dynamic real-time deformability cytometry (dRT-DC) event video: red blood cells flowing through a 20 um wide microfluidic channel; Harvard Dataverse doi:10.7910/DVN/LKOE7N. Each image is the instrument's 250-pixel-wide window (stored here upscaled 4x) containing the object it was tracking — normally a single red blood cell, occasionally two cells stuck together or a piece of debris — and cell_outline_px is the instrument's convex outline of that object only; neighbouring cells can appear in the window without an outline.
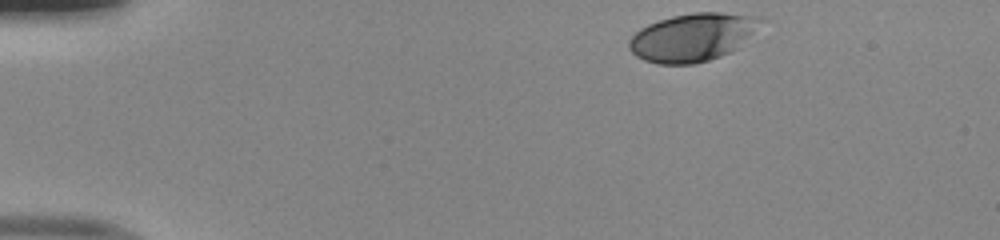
{"species": "human", "species_latin": "Homo sapiens", "temperature_condition": "room temperature", "stored_images_in_passage": 38, "camera_frame_rate_fps": 3000, "um_per_image_px": 0.085, "donor": {"sex": "male"}, "frame": {"image": 1, "passage_image": 1, "time_ms": 0.0, "image_size_px": [1000, 240], "cell_outline_px": [[768, 20], [728, 52], [720, 56], [708, 60], [692, 64], [656, 64], [644, 60], [636, 56], [628, 48], [628, 40], [640, 28], [648, 24], [672, 16], [692, 12], [720, 12], [756, 16]], "centroid_in_image_um": [58.83, 3.15], "position_along_channel_um": 26.2, "area_um2": 36.53}}
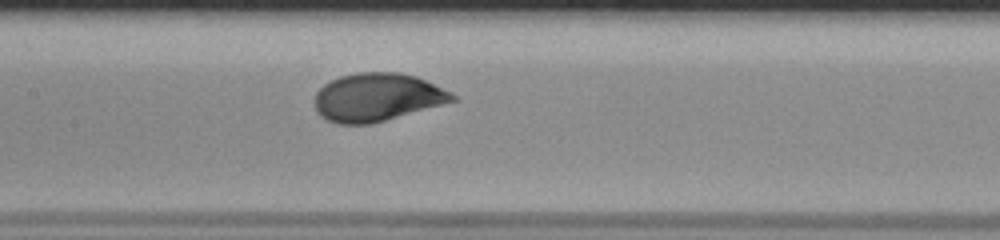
{"frame": {"image": 2, "passage_image": 19, "time_ms": 6.0, "image_size_px": [1000, 240], "cell_outline_px": [[460, 100], [372, 124], [336, 124], [320, 116], [316, 112], [312, 100], [316, 92], [324, 84], [340, 76], [356, 72], [400, 72], [416, 76], [456, 96]], "centroid_in_image_um": [32.01, 8.28], "position_along_channel_um": 175.4, "area_um2": 38.9}}
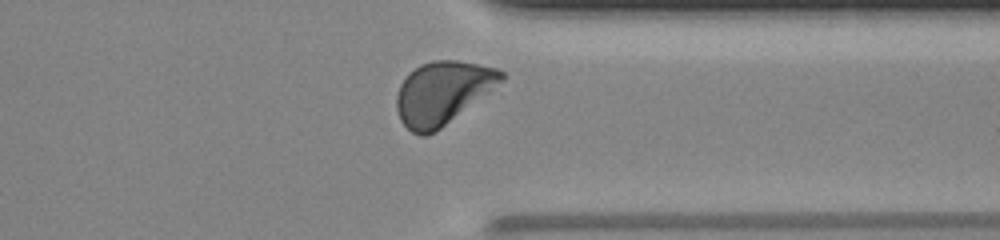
{"frame": {"image": 3, "passage_image": 34, "time_ms": 11.0, "image_size_px": [1000, 240], "cell_outline_px": [[504, 80], [440, 128], [424, 136], [420, 136], [412, 132], [400, 120], [396, 108], [396, 96], [400, 84], [408, 72], [420, 64], [432, 60], [456, 60], [496, 68], [504, 72]], "centroid_in_image_um": [37.57, 7.86], "position_along_channel_um": 373.8, "area_um2": 37.92}, "authors_computed_cell_mechanics": {"area_um2": 37.7434, "velocity_mm_per_s": 3.9828, "shape_relaxation_time_tau1_ms": 2.2002, "shape_relaxation_time_tau2_ms": null, "deformation_change_tau1": 0.13, "deformation_change_tau2": null}}